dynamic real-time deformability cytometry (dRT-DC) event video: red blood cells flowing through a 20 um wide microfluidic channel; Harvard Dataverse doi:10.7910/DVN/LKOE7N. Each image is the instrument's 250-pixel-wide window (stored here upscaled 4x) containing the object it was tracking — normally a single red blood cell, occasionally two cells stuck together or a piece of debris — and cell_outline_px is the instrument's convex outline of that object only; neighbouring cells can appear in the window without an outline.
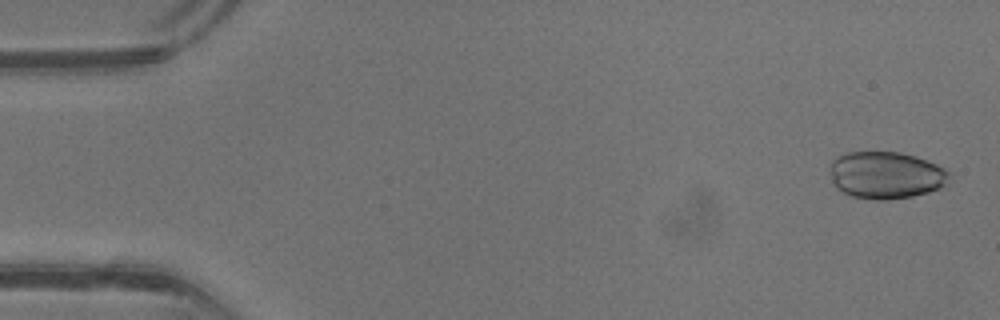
{"species": "common noctule bat (a hibernating species)", "species_latin": "Nyctalus noctula", "temperature_condition": "warm", "stored_images_in_passage": 42, "camera_frame_rate_fps": 3000, "um_per_image_px": 0.085, "animal": {"sex": "male", "body_mass_g": 13.3}, "frame": {"image": 1, "passage_image": 2, "time_ms": 0.333, "image_size_px": [1000, 320], "cell_outline_px": [[948, 184], [944, 188], [912, 196], [888, 200], [876, 200], [852, 196], [836, 188], [832, 180], [832, 160], [848, 152], [900, 152], [916, 156], [948, 168]], "centroid_in_image_um": [75.37, 14.89], "position_along_channel_um": 9.6, "area_um2": 32.89}}
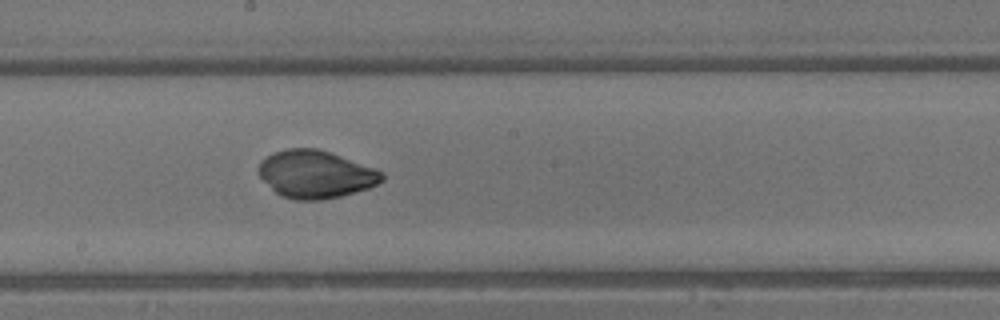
{"frame": {"image": 2, "passage_image": 23, "time_ms": 7.333, "image_size_px": [1000, 320], "cell_outline_px": [[384, 180], [368, 188], [340, 196], [320, 200], [296, 200], [284, 196], [276, 192], [260, 176], [256, 168], [260, 160], [276, 152], [288, 148], [316, 148], [376, 168], [384, 172]], "centroid_in_image_um": [26.83, 14.81], "position_along_channel_um": 221.4, "area_um2": 33.99}}
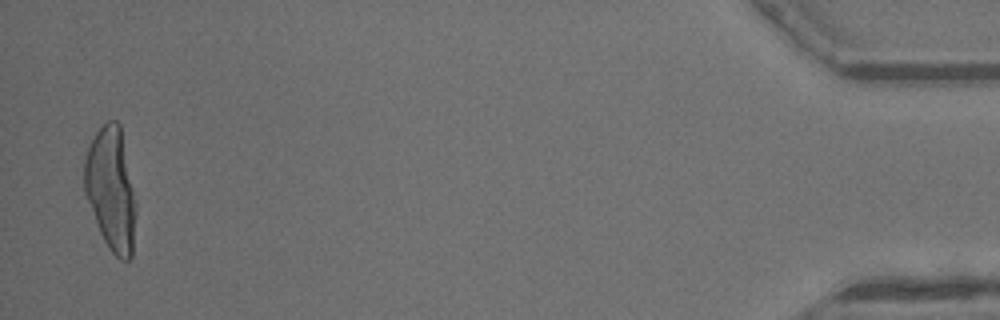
{"frame": {"image": 3, "passage_image": 41, "time_ms": 13.333, "image_size_px": [1000, 320], "cell_outline_px": [[136, 212], [132, 256], [128, 260], [120, 260], [108, 248], [100, 232], [84, 192], [84, 160], [88, 148], [96, 132], [108, 120], [116, 120], [120, 124], [136, 200]], "centroid_in_image_um": [9.45, 16.09], "position_along_channel_um": 425.7, "area_um2": 36.99}}